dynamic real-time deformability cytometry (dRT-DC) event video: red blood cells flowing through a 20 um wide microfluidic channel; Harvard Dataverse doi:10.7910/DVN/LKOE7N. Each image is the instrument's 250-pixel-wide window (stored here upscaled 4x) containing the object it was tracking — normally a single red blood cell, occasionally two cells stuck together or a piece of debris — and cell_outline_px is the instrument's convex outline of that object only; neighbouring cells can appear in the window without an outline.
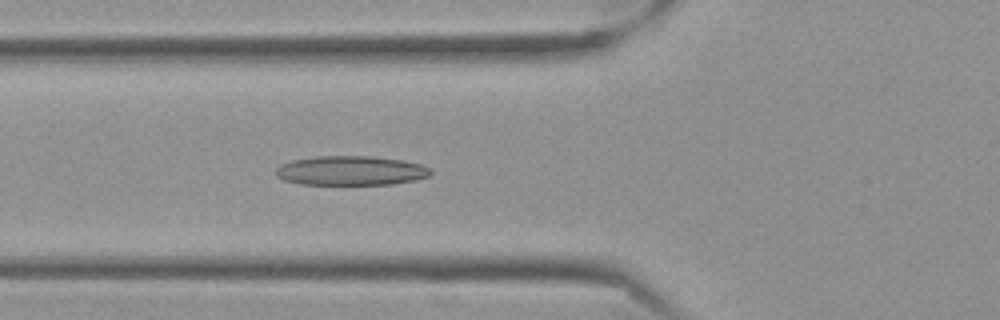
{"species": "Egyptian fruit bat (a non-hibernating species)", "species_latin": "Rousettus aegyptiacus", "temperature_condition": "cold", "stored_images_in_passage": 58, "camera_frame_rate_fps": 3000, "um_per_image_px": 0.085, "frame": {"image": 1, "passage_image": 22, "time_ms": 7.0, "image_size_px": [1000, 320], "cell_outline_px": [[432, 172], [428, 176], [416, 180], [392, 184], [300, 184], [284, 180], [276, 176], [276, 168], [280, 164], [292, 160], [316, 156], [372, 156], [400, 160], [420, 164], [432, 168]], "centroid_in_image_um": [29.81, 14.5], "position_along_channel_um": 96.0, "area_um2": 26.53}}
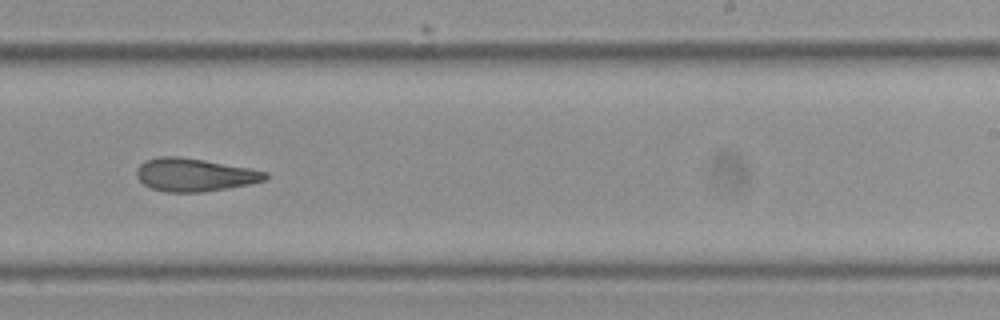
{"frame": {"image": 2, "passage_image": 37, "time_ms": 12.0, "image_size_px": [1000, 320], "cell_outline_px": [[268, 180], [228, 188], [204, 192], [164, 192], [152, 188], [144, 184], [136, 176], [136, 168], [144, 160], [156, 156], [180, 156], [204, 160], [248, 168], [268, 172]], "centroid_in_image_um": [16.51, 14.85], "position_along_channel_um": 272.5, "area_um2": 24.91}}
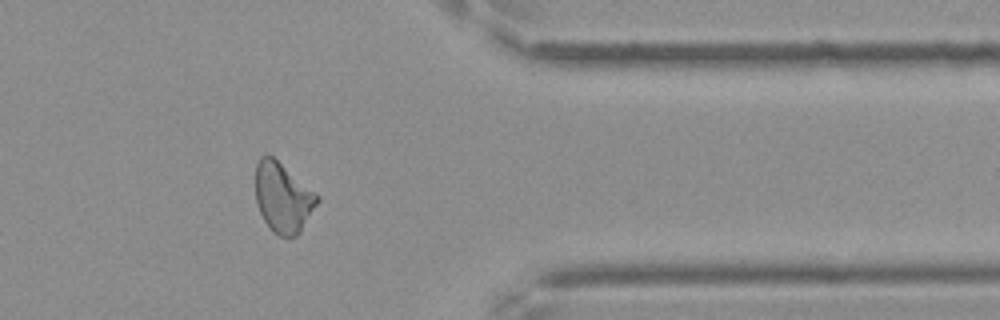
{"frame": {"image": 3, "passage_image": 48, "time_ms": 15.667, "image_size_px": [1000, 320], "cell_outline_px": [[320, 200], [300, 232], [296, 236], [280, 236], [272, 232], [264, 220], [256, 204], [256, 164], [260, 156], [268, 152], [316, 192], [320, 196]], "centroid_in_image_um": [24.05, 16.77], "position_along_channel_um": 387.4, "area_um2": 25.32}, "authors_computed_cell_mechanics": {"area_um2": 25.4609, "velocity_mm_per_s": 3.5075, "shape_relaxation_time_tau1_ms": null, "shape_relaxation_time_tau2_ms": 5.7867, "deformation_change_tau1": null, "deformation_change_tau2": 0.1546}}